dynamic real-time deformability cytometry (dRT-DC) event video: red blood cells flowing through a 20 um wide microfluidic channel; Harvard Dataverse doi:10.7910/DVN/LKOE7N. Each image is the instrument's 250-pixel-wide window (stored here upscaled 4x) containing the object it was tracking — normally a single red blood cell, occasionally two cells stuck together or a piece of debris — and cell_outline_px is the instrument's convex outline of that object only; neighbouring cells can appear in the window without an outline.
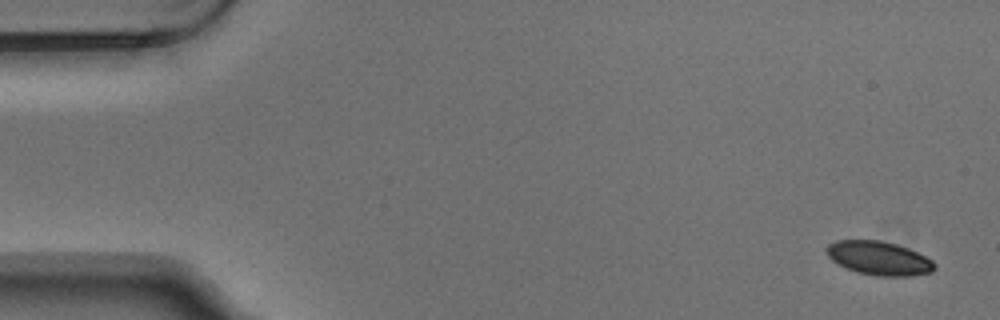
{"species": "Egyptian fruit bat (a non-hibernating species)", "species_latin": "Rousettus aegyptiacus", "temperature_condition": "warm", "stored_images_in_passage": 4, "camera_frame_rate_fps": 3000, "um_per_image_px": 0.085, "animal": {"sex": "male"}, "frame": {"image": 1, "passage_image": 1, "time_ms": 0.0, "image_size_px": [1000, 320], "cell_outline_px": [[936, 268], [932, 272], [912, 276], [876, 276], [856, 272], [832, 260], [828, 256], [824, 248], [828, 244], [836, 240], [880, 240], [896, 244], [908, 248], [932, 260], [936, 264]], "centroid_in_image_um": [74.71, 21.94], "position_along_channel_um": 10.3, "area_um2": 21.33}}
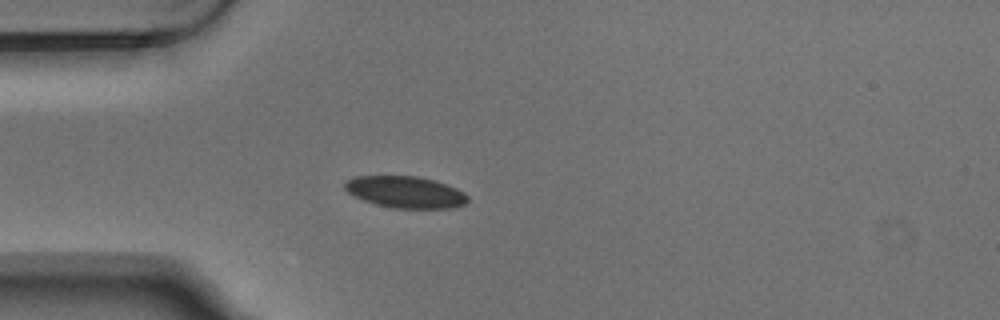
{"frame": {"image": 2, "passage_image": 4, "time_ms": 1.0, "image_size_px": [1000, 320], "cell_outline_px": [[468, 200], [464, 204], [452, 208], [392, 208], [376, 204], [364, 200], [348, 192], [344, 188], [344, 180], [356, 176], [416, 176], [436, 180], [456, 188], [464, 192], [468, 196]], "centroid_in_image_um": [34.46, 16.32], "position_along_channel_um": 50.5, "area_um2": 22.72}}